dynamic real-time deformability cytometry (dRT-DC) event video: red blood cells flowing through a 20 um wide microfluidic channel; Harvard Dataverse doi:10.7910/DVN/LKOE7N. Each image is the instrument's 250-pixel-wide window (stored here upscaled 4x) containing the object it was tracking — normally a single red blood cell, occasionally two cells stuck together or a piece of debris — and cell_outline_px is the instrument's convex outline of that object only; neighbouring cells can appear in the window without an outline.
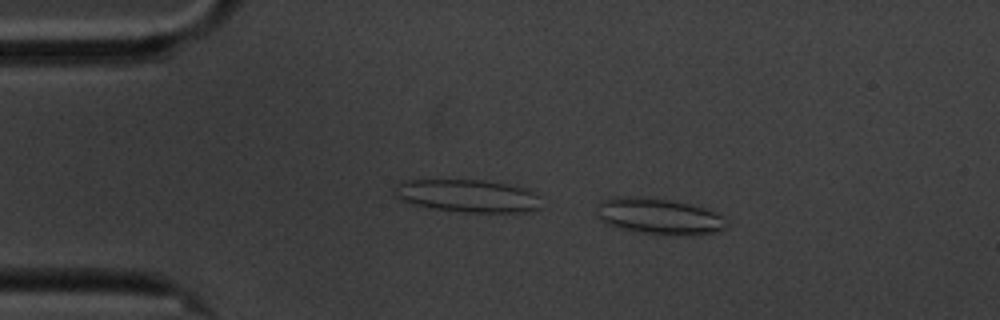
{"species": "common noctule bat (a hibernating species)", "species_latin": "Nyctalus noctula", "temperature_condition": "cold", "stored_images_in_passage": 50, "camera_frame_rate_fps": 3000, "um_per_image_px": 0.085, "animal": {"sex": "male", "body_mass_g": 20.1, "forearm_length_mm": 53.5}, "frame": {"image": 1, "passage_image": 2, "time_ms": 0.333, "image_size_px": [1000, 320], "cell_outline_px": [[728, 228], [716, 232], [688, 236], [640, 232], [608, 224], [600, 220], [596, 216], [596, 204], [600, 200], [616, 196], [644, 196], [676, 200], [704, 208], [728, 220]], "centroid_in_image_um": [56.0, 18.36], "position_along_channel_um": 29.0, "area_um2": 27.74}}
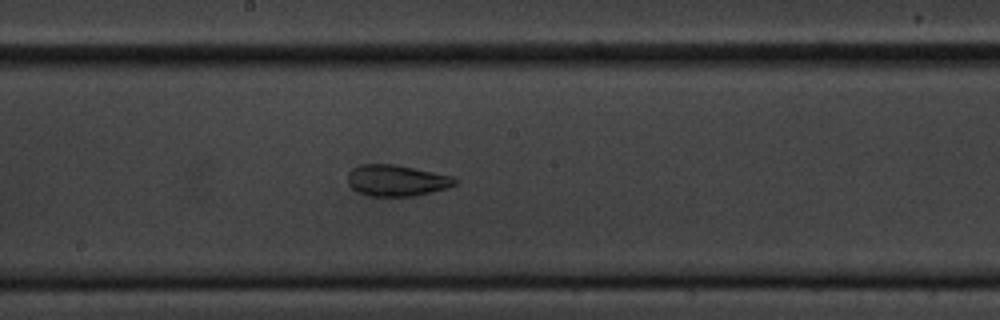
{"frame": {"image": 2, "passage_image": 23, "time_ms": 7.333, "image_size_px": [1000, 320], "cell_outline_px": [[460, 180], [456, 184], [448, 188], [416, 196], [368, 196], [356, 192], [348, 184], [348, 172], [352, 168], [360, 164], [396, 164], [452, 176]], "centroid_in_image_um": [33.71, 15.34], "position_along_channel_um": 214.5, "area_um2": 19.83}}
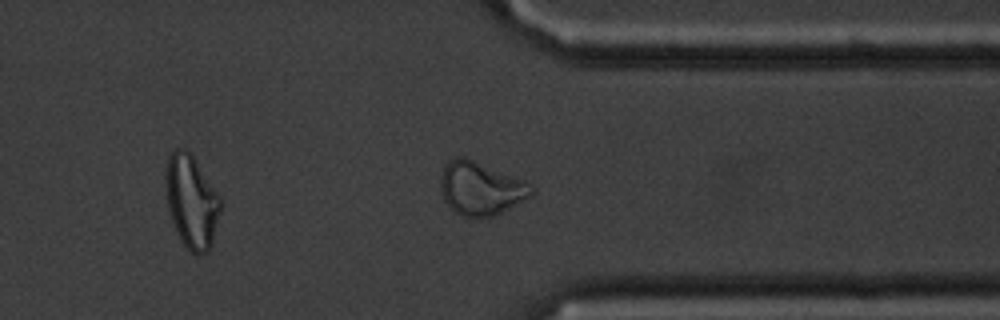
{"frame": {"image": 3, "passage_image": 37, "time_ms": 12.0, "image_size_px": [1000, 320], "cell_outline_px": [[532, 196], [492, 216], [464, 216], [456, 212], [444, 200], [440, 188], [440, 176], [444, 164], [448, 160], [456, 156], [464, 156], [524, 180], [532, 184]], "centroid_in_image_um": [40.83, 15.97], "position_along_channel_um": 370.6, "area_um2": 27.98}, "authors_computed_cell_mechanics": {"area_um2": 21.6172, "velocity_mm_per_s": 3.3869, "shape_relaxation_time_tau1_ms": null, "shape_relaxation_time_tau2_ms": 2.5219, "deformation_change_tau1": null, "deformation_change_tau2": 0.0892}}